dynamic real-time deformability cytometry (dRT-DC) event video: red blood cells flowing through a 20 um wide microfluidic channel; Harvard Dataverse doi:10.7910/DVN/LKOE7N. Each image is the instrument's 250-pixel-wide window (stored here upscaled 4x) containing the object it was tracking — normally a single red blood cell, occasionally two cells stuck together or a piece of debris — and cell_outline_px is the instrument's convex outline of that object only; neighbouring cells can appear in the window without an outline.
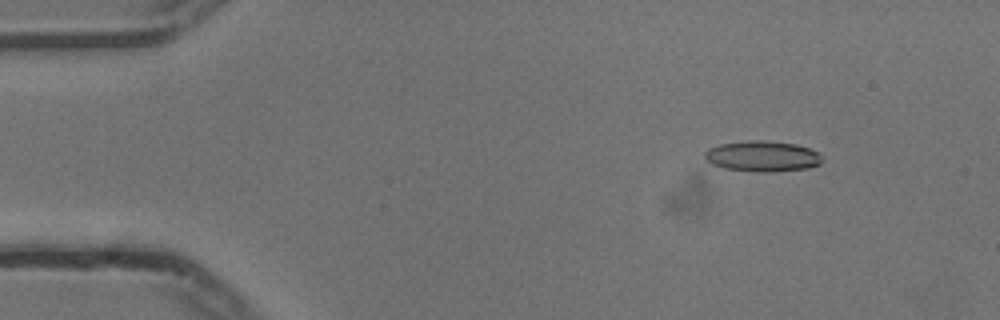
{"species": "common noctule bat (a hibernating species)", "species_latin": "Nyctalus noctula", "temperature_condition": "cold", "stored_images_in_passage": 55, "camera_frame_rate_fps": 3000, "um_per_image_px": 0.085, "animal": {"sex": "male", "body_mass_g": 13.3}, "frame": {"image": 1, "passage_image": 7, "time_ms": 2.0, "image_size_px": [1000, 320], "cell_outline_px": [[824, 160], [820, 164], [808, 168], [772, 172], [756, 172], [724, 168], [712, 164], [704, 156], [704, 152], [708, 148], [720, 144], [748, 140], [764, 140], [796, 144], [808, 148], [816, 152]], "centroid_in_image_um": [64.8, 13.28], "position_along_channel_um": 20.2, "area_um2": 21.04}}
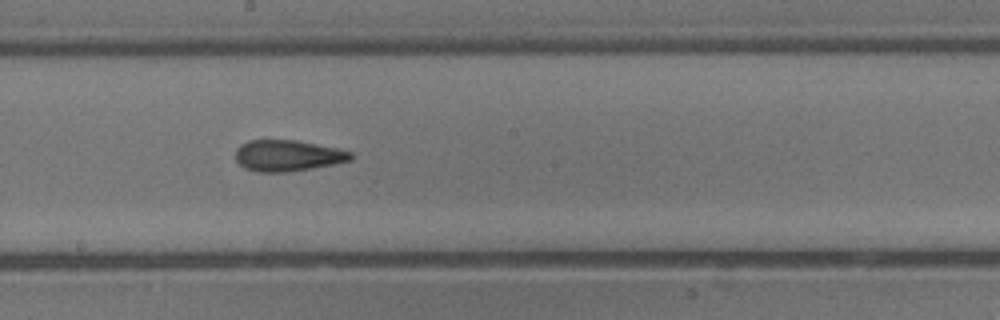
{"frame": {"image": 2, "passage_image": 30, "time_ms": 9.667, "image_size_px": [1000, 320], "cell_outline_px": [[352, 160], [312, 168], [288, 172], [256, 172], [244, 168], [236, 160], [236, 148], [240, 144], [248, 140], [296, 140], [336, 148], [352, 152]], "centroid_in_image_um": [24.41, 13.23], "position_along_channel_um": 223.8, "area_um2": 20.92}}
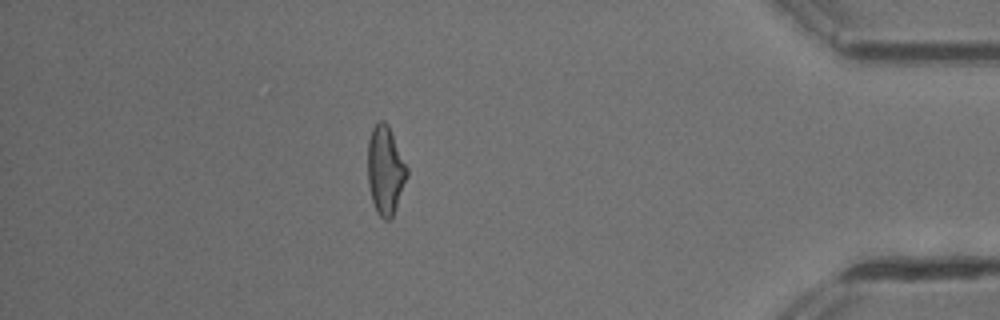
{"frame": {"image": 3, "passage_image": 48, "time_ms": 15.667, "image_size_px": [1000, 320], "cell_outline_px": [[408, 176], [392, 216], [388, 220], [384, 220], [376, 212], [372, 200], [368, 184], [368, 140], [372, 128], [380, 120], [384, 120], [388, 124], [408, 168]], "centroid_in_image_um": [32.75, 14.45], "position_along_channel_um": 402.4, "area_um2": 20.17}, "authors_computed_cell_mechanics": {"area_um2": 20.5768, "velocity_mm_per_s": 3.7522, "shape_relaxation_time_tau1_ms": null, "shape_relaxation_time_tau2_ms": 2.7122, "deformation_change_tau1": null, "deformation_change_tau2": 0.1236}}